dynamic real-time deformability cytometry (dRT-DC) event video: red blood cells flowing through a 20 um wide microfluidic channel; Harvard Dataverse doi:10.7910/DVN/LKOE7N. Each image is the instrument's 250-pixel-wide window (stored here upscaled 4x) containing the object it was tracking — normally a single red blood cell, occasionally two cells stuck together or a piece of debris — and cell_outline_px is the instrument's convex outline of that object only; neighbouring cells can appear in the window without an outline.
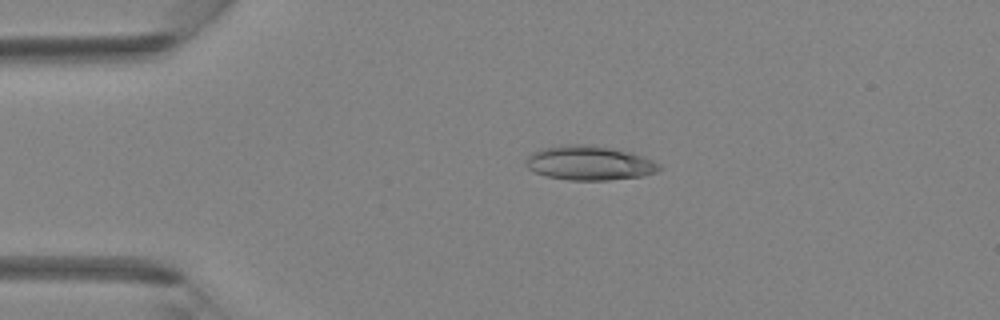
{"species": "Egyptian fruit bat (a non-hibernating species)", "species_latin": "Rousettus aegyptiacus", "temperature_condition": "room temperature", "stored_images_in_passage": 44, "camera_frame_rate_fps": 3000, "um_per_image_px": 0.085, "animal": {"sex": "female"}, "frame": {"image": 1, "passage_image": 10, "time_ms": 3.0, "image_size_px": [1000, 320], "cell_outline_px": [[664, 168], [656, 172], [640, 176], [608, 180], [568, 180], [548, 176], [536, 172], [528, 168], [524, 164], [524, 160], [532, 152], [540, 148], [564, 144], [588, 144], [612, 148], [628, 152], [652, 160], [660, 164]], "centroid_in_image_um": [50.06, 13.84], "position_along_channel_um": 34.9, "area_um2": 26.7}}
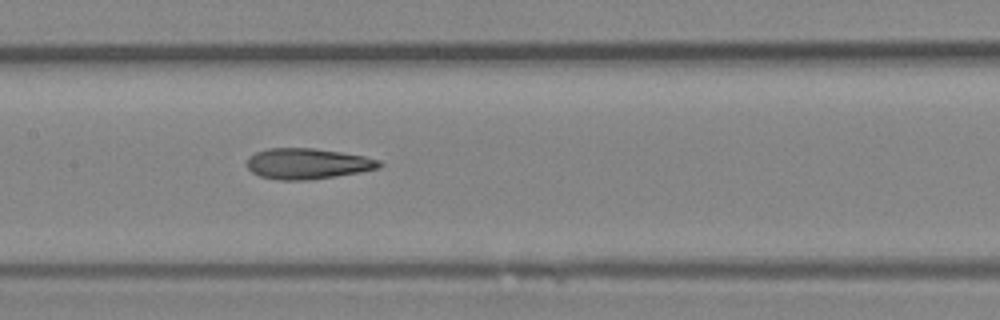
{"frame": {"image": 2, "passage_image": 22, "time_ms": 7.0, "image_size_px": [1000, 320], "cell_outline_px": [[384, 164], [380, 168], [360, 172], [312, 180], [280, 180], [260, 176], [252, 172], [248, 168], [248, 156], [256, 152], [268, 148], [312, 148], [340, 152], [364, 156], [380, 160]], "centroid_in_image_um": [26.16, 13.91], "position_along_channel_um": 181.2, "area_um2": 23.76}}
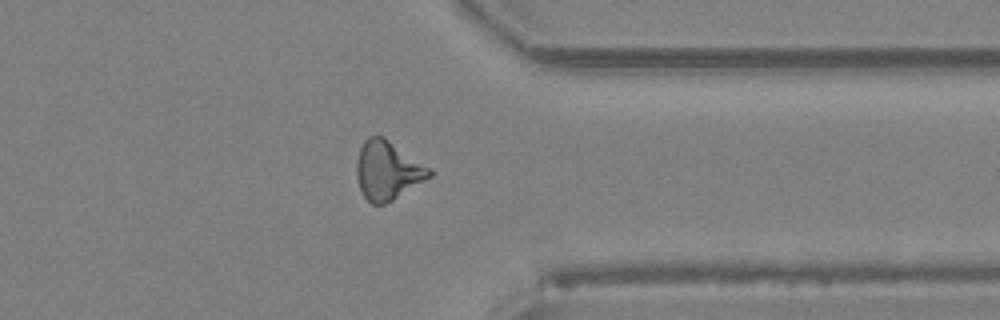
{"frame": {"image": 3, "passage_image": 35, "time_ms": 11.333, "image_size_px": [1000, 320], "cell_outline_px": [[432, 176], [392, 200], [384, 204], [372, 204], [364, 196], [360, 188], [356, 176], [356, 160], [360, 148], [364, 140], [368, 136], [384, 136], [432, 168]], "centroid_in_image_um": [32.95, 14.46], "position_along_channel_um": 378.5, "area_um2": 25.03}}